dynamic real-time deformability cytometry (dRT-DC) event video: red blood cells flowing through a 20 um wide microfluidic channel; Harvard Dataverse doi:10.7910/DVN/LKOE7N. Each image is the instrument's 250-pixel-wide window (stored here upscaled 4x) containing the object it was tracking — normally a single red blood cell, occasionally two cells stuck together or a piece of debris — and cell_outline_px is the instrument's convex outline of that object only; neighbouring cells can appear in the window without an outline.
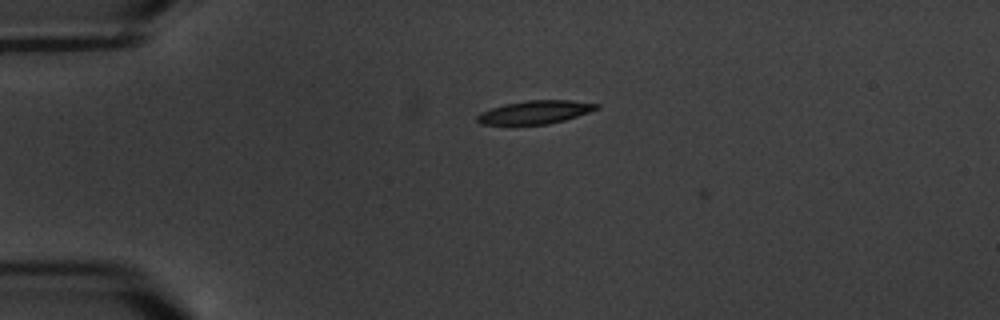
{"species": "common noctule bat (a hibernating species)", "species_latin": "Nyctalus noctula", "temperature_condition": "warm", "stored_images_in_passage": 6, "segment_of_instrument_passage": [1, 2], "camera_frame_rate_fps": 3000, "um_per_image_px": 0.085, "animal": {"sex": "male", "body_mass_g": 20.1, "forearm_length_mm": 53.5}, "frame": {"image": 1, "passage_image": 4, "time_ms": 3.667, "image_size_px": [1000, 320], "cell_outline_px": [[600, 108], [564, 120], [548, 124], [480, 124], [476, 120], [476, 116], [480, 112], [504, 104], [528, 100], [572, 100], [600, 104]], "centroid_in_image_um": [45.48, 9.52], "position_along_channel_um": 39.5, "area_um2": 16.07}}